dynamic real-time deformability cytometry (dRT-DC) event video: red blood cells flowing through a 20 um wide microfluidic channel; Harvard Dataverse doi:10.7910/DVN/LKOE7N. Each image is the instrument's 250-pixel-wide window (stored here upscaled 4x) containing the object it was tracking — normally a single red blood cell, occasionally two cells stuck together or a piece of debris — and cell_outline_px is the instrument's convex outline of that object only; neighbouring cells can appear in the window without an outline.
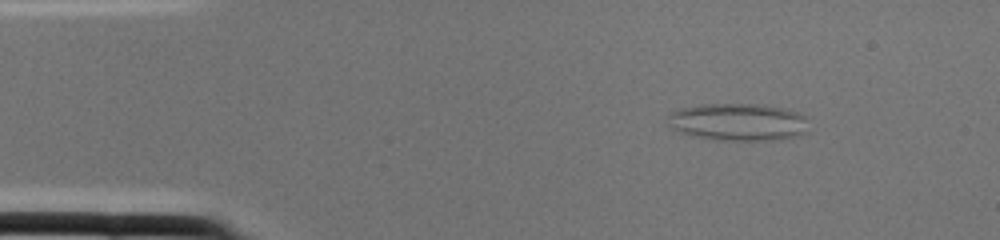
{"species": "common noctule bat (a hibernating species)", "species_latin": "Nyctalus noctula", "temperature_condition": "cold", "stored_images_in_passage": 1, "camera_frame_rate_fps": 3000, "um_per_image_px": 0.085, "animal": {"sex": "female", "body_mass_g": 22.0, "forearm_length_mm": 56.7}, "frame": {"image": 1, "passage_image": 1, "time_ms": 0.0, "image_size_px": [1000, 240], "cell_outline_px": [[808, 132], [800, 136], [776, 140], [720, 140], [696, 136], [680, 132], [664, 124], [668, 116], [672, 112], [680, 108], [700, 104], [756, 104], [780, 108], [796, 112], [808, 116]], "centroid_in_image_um": [62.76, 10.38], "position_along_channel_um": 22.2, "area_um2": 31.04}}